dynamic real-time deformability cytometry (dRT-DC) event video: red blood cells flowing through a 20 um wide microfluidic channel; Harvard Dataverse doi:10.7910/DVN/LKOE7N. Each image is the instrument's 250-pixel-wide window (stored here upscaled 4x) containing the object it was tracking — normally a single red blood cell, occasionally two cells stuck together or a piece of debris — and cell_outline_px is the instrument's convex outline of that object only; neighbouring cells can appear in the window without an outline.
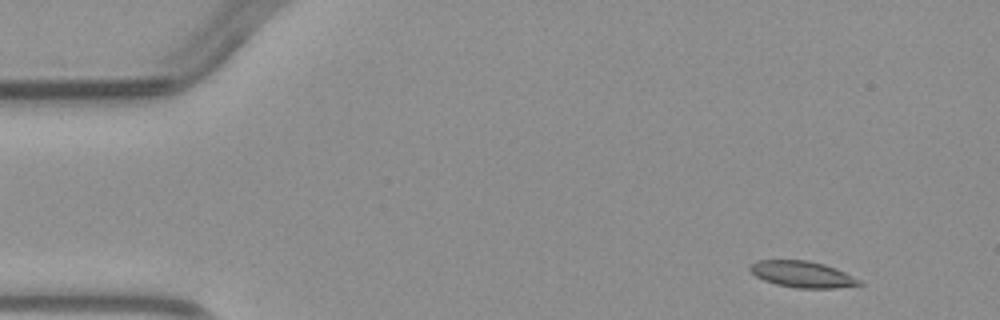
{"species": "common noctule bat (a hibernating species)", "species_latin": "Nyctalus noctula", "temperature_condition": "warm", "stored_images_in_passage": 5, "camera_frame_rate_fps": 3000, "um_per_image_px": 0.085, "animal": {"sex": "male", "body_mass_g": 23.1, "forearm_length_mm": 52.7}, "frame": {"image": 1, "passage_image": 1, "time_ms": 0.0, "image_size_px": [1000, 320], "cell_outline_px": [[864, 284], [836, 288], [796, 288], [776, 284], [764, 280], [756, 276], [748, 268], [756, 260], [808, 260], [824, 264], [836, 268], [860, 280]], "centroid_in_image_um": [68.2, 23.31], "position_along_channel_um": 16.8, "area_um2": 16.7}}
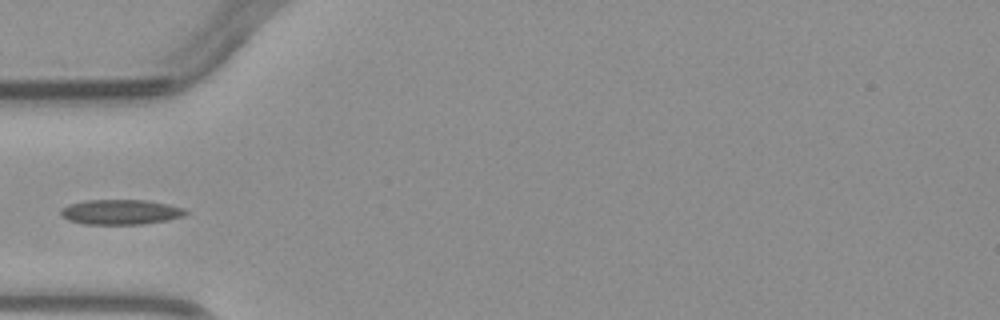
{"frame": {"image": 2, "passage_image": 4, "time_ms": 3.667, "image_size_px": [1000, 320], "cell_outline_px": [[188, 212], [184, 216], [168, 220], [140, 224], [84, 224], [68, 220], [60, 216], [60, 208], [68, 204], [88, 200], [148, 200], [168, 204], [184, 208]], "centroid_in_image_um": [10.23, 18.02], "position_along_channel_um": 74.8, "area_um2": 18.32}}